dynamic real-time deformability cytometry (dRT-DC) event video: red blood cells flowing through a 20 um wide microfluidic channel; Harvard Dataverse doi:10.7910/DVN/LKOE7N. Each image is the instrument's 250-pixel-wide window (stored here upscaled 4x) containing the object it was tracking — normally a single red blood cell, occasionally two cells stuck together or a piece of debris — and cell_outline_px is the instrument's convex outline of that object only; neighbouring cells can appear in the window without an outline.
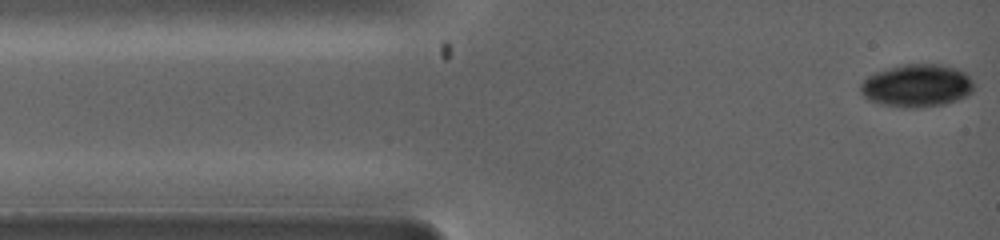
{"species": "common noctule bat (a hibernating species)", "species_latin": "Nyctalus noctula", "temperature_condition": "warm", "stored_images_in_passage": 10, "camera_frame_rate_fps": 5000, "um_per_image_px": 0.085, "animal": {"sex": "female", "body_mass_g": 19.0, "forearm_length_mm": 53.3}, "frame": {"image": 1, "passage_image": 1, "time_ms": 0.0, "image_size_px": [1000, 240], "cell_outline_px": [[976, 84], [972, 92], [968, 96], [944, 104], [916, 108], [904, 108], [880, 104], [868, 100], [860, 92], [860, 84], [868, 76], [876, 72], [904, 64], [940, 64], [956, 68], [964, 72]], "centroid_in_image_um": [77.95, 7.29], "position_along_channel_um": 7.1, "area_um2": 28.44}}
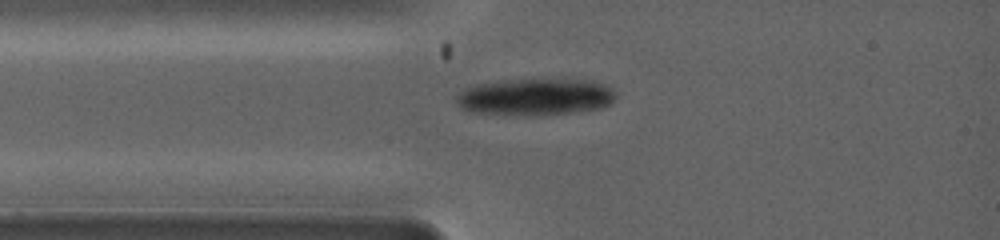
{"frame": {"image": 2, "passage_image": 10, "time_ms": 1.8, "image_size_px": [1000, 240], "cell_outline_px": [[616, 96], [608, 104], [600, 108], [536, 116], [524, 116], [468, 112], [460, 108], [456, 104], [456, 96], [464, 88], [476, 84], [504, 80], [588, 80], [604, 84], [612, 88], [616, 92]], "centroid_in_image_um": [45.42, 8.25], "position_along_channel_um": 39.6, "area_um2": 34.33}}